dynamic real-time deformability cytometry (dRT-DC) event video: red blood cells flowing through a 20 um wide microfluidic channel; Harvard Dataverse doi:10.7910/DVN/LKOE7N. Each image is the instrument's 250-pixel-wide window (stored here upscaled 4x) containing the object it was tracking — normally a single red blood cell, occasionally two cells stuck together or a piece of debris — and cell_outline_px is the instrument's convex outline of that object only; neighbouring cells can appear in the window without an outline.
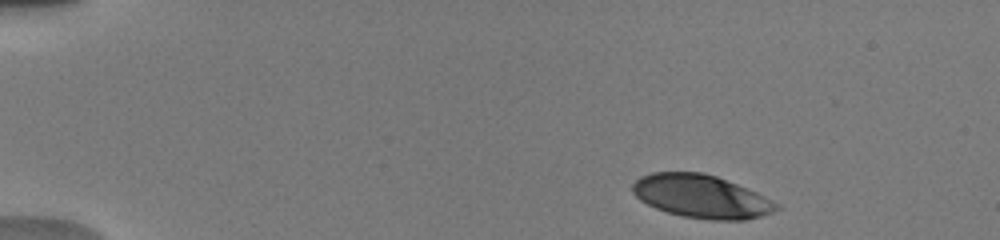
{"species": "human", "species_latin": "Homo sapiens", "temperature_condition": "warm", "stored_images_in_passage": 14, "camera_frame_rate_fps": 3000, "um_per_image_px": 0.085, "donor": {"sex": "male"}, "frame": {"image": 1, "passage_image": 1, "time_ms": 0.0, "image_size_px": [1000, 240], "cell_outline_px": [[780, 208], [772, 212], [760, 216], [744, 220], [712, 220], [680, 216], [656, 208], [640, 200], [632, 192], [632, 184], [640, 176], [652, 172], [704, 172], [716, 176], [756, 192], [780, 204]], "centroid_in_image_um": [59.6, 16.69], "position_along_channel_um": 25.4, "area_um2": 36.13}}
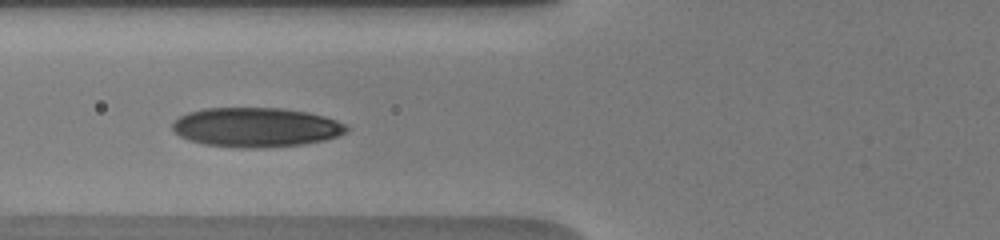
{"frame": {"image": 2, "passage_image": 9, "time_ms": 4.667, "image_size_px": [1000, 240], "cell_outline_px": [[348, 128], [344, 132], [336, 136], [324, 140], [304, 144], [260, 148], [240, 148], [204, 144], [188, 140], [180, 136], [172, 128], [172, 124], [180, 116], [188, 112], [204, 108], [280, 108], [308, 112], [324, 116], [336, 120], [344, 124]], "centroid_in_image_um": [21.73, 10.82], "position_along_channel_um": 104.1, "area_um2": 39.88}}
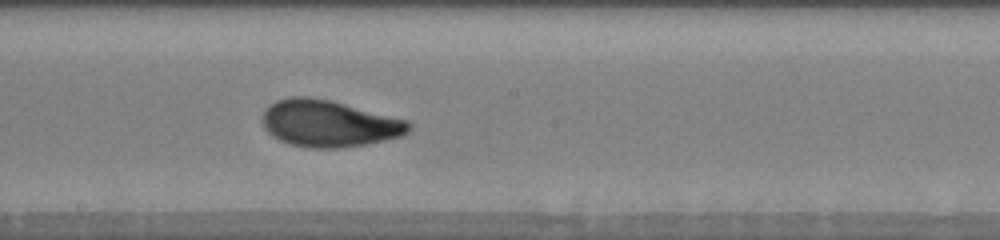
{"frame": {"image": 3, "passage_image": 14, "time_ms": 7.667, "image_size_px": [1000, 240], "cell_outline_px": [[412, 128], [404, 136], [364, 144], [340, 148], [312, 148], [292, 144], [280, 140], [272, 136], [264, 128], [264, 108], [276, 100], [292, 96], [308, 96], [332, 100], [408, 120], [412, 124]], "centroid_in_image_um": [27.99, 10.48], "position_along_channel_um": 220.2, "area_um2": 40.0}}